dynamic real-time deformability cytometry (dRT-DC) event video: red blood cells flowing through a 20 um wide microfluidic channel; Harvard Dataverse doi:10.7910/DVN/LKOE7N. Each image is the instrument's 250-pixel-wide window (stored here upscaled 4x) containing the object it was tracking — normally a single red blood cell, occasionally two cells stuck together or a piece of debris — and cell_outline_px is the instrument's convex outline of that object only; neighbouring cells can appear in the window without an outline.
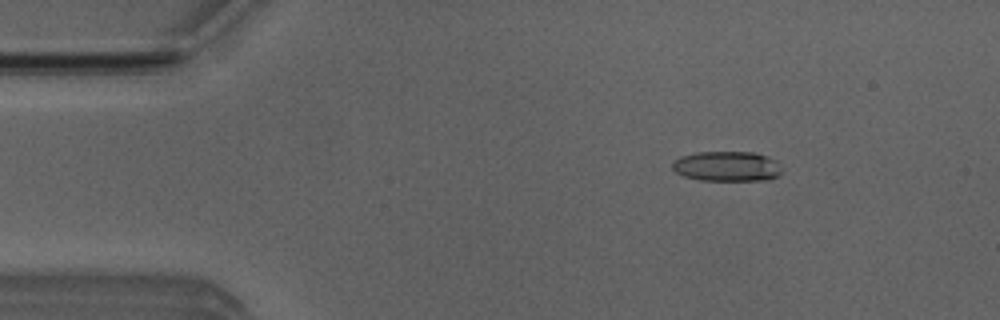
{"species": "Egyptian fruit bat (a non-hibernating species)", "species_latin": "Rousettus aegyptiacus", "temperature_condition": "room temperature", "stored_images_in_passage": 52, "camera_frame_rate_fps": 3000, "um_per_image_px": 0.085, "animal": {"sex": "male"}, "frame": {"image": 1, "passage_image": 8, "time_ms": 2.333, "image_size_px": [1000, 320], "cell_outline_px": [[784, 168], [776, 176], [768, 180], [700, 180], [684, 176], [676, 172], [672, 168], [672, 164], [680, 156], [696, 152], [752, 152], [768, 156]], "centroid_in_image_um": [61.79, 14.13], "position_along_channel_um": 23.2, "area_um2": 19.13}}
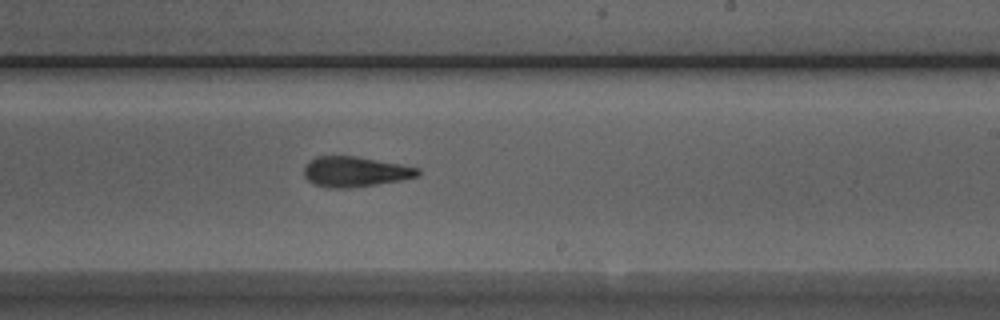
{"frame": {"image": 2, "passage_image": 31, "time_ms": 10.0, "image_size_px": [1000, 320], "cell_outline_px": [[420, 172], [416, 176], [400, 180], [348, 188], [328, 188], [312, 184], [304, 176], [304, 164], [308, 160], [316, 156], [356, 156], [420, 168]], "centroid_in_image_um": [30.1, 14.59], "position_along_channel_um": 258.9, "area_um2": 20.0}}
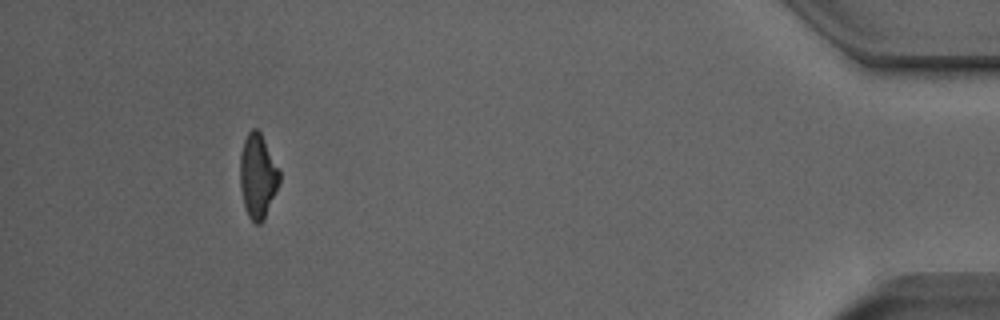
{"frame": {"image": 3, "passage_image": 48, "time_ms": 15.667, "image_size_px": [1000, 320], "cell_outline_px": [[280, 180], [264, 220], [260, 224], [256, 224], [248, 216], [244, 208], [240, 188], [240, 156], [244, 140], [248, 132], [252, 128], [256, 128], [260, 132], [280, 172]], "centroid_in_image_um": [21.88, 14.99], "position_along_channel_um": 413.3, "area_um2": 19.19}, "authors_computed_cell_mechanics": {"area_um2": 19.9699, "velocity_mm_per_s": 3.9645, "shape_relaxation_time_tau1_ms": 4.8716, "shape_relaxation_time_tau2_ms": 4.5444, "deformation_change_tau1": 0.179, "deformation_change_tau2": 0.1657}}